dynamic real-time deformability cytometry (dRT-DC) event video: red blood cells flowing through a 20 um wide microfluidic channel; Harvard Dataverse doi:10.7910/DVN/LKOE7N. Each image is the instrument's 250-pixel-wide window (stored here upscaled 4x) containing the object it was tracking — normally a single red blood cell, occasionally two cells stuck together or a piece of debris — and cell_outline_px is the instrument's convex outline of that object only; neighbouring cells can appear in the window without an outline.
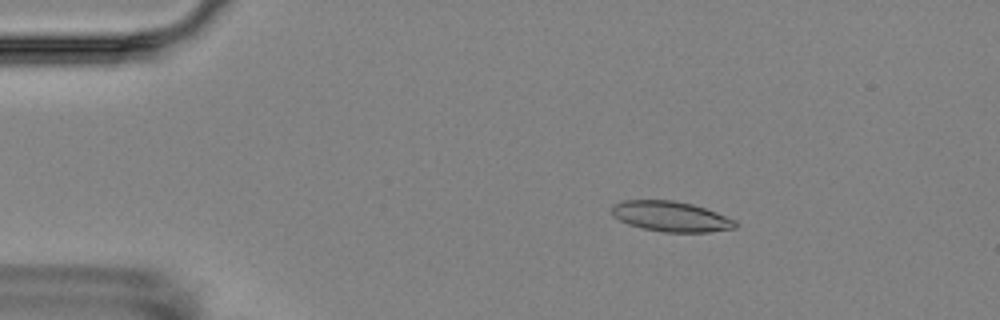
{"species": "Egyptian fruit bat (a non-hibernating species)", "species_latin": "Rousettus aegyptiacus", "temperature_condition": "room temperature", "stored_images_in_passage": 4, "camera_frame_rate_fps": 3000, "um_per_image_px": 0.085, "animal": {"sex": "female"}, "frame": {"image": 1, "passage_image": 2, "time_ms": 1.333, "image_size_px": [1000, 320], "cell_outline_px": [[736, 228], [708, 232], [664, 232], [644, 228], [628, 224], [612, 216], [612, 204], [624, 200], [672, 200], [692, 204], [716, 212], [736, 220]], "centroid_in_image_um": [57.01, 18.39], "position_along_channel_um": 28.0, "area_um2": 21.73}}